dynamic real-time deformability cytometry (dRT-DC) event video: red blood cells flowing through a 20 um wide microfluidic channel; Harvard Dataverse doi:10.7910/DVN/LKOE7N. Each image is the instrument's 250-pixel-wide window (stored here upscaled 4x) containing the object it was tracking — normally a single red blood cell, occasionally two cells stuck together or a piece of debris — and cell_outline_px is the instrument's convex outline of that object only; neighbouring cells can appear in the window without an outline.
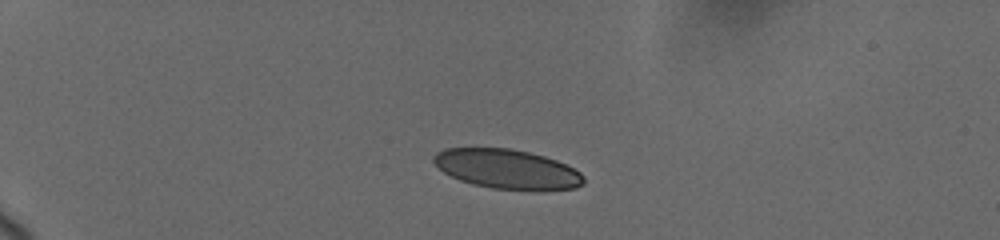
{"species": "human", "species_latin": "Homo sapiens", "temperature_condition": "cold", "stored_images_in_passage": 9, "camera_frame_rate_fps": 3000, "um_per_image_px": 0.085, "donor": {"sex": "female"}, "frame": {"image": 1, "passage_image": 1, "time_ms": 0.0, "image_size_px": [1000, 240], "cell_outline_px": [[584, 184], [576, 188], [492, 188], [472, 184], [460, 180], [444, 172], [432, 160], [432, 156], [436, 152], [444, 148], [508, 148], [528, 152], [544, 156], [556, 160], [580, 172], [584, 176]], "centroid_in_image_um": [43.05, 14.33], "position_along_channel_um": 41.9, "area_um2": 33.7}}
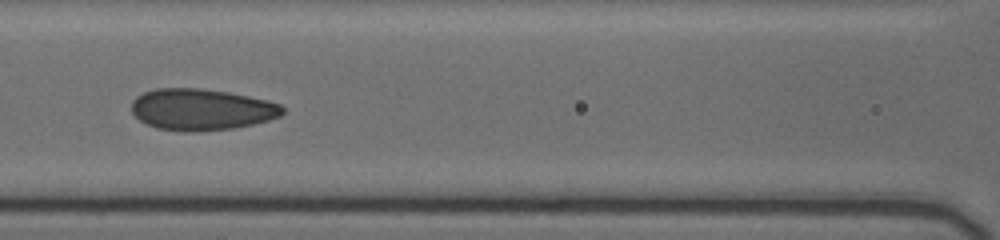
{"frame": {"image": 2, "passage_image": 6, "time_ms": 4.667, "image_size_px": [1000, 240], "cell_outline_px": [[284, 112], [280, 116], [268, 120], [252, 124], [232, 128], [196, 132], [180, 132], [156, 128], [140, 120], [132, 112], [132, 100], [136, 96], [144, 92], [156, 88], [200, 88], [228, 92], [268, 100], [280, 104], [284, 108]], "centroid_in_image_um": [17.11, 9.31], "position_along_channel_um": 149.5, "area_um2": 36.59}}
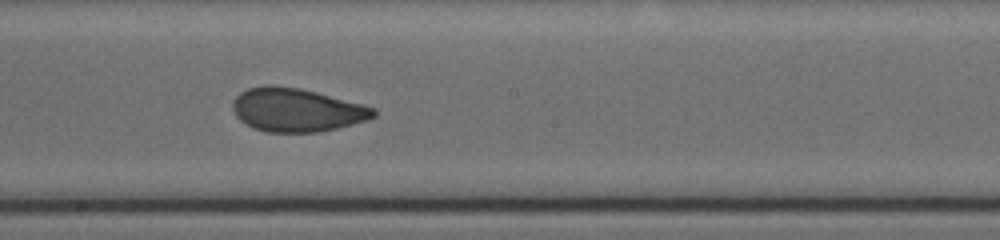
{"frame": {"image": 3, "passage_image": 8, "time_ms": 6.667, "image_size_px": [1000, 240], "cell_outline_px": [[376, 116], [368, 120], [336, 128], [316, 132], [264, 132], [252, 128], [240, 120], [236, 116], [232, 108], [232, 100], [240, 92], [248, 88], [268, 84], [272, 84], [300, 88], [364, 104], [376, 108]], "centroid_in_image_um": [25.2, 9.34], "position_along_channel_um": 223.0, "area_um2": 35.95}}